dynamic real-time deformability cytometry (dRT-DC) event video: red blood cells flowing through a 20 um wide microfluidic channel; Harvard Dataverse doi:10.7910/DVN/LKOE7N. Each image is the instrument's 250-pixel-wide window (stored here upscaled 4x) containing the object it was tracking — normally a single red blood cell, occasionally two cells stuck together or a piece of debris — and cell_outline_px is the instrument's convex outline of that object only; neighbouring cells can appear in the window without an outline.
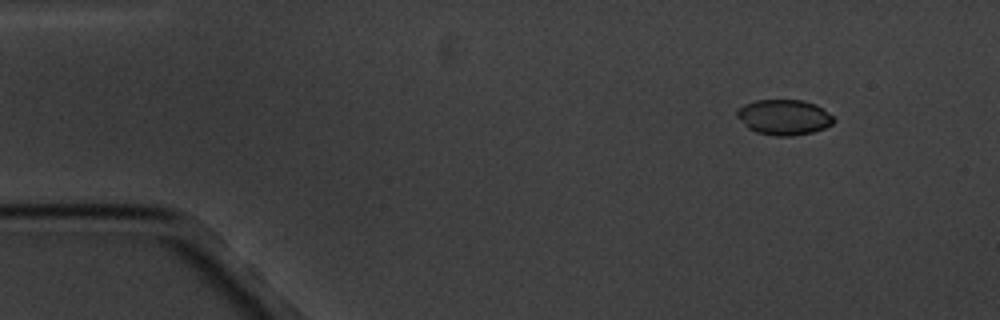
{"species": "common noctule bat (a hibernating species)", "species_latin": "Nyctalus noctula", "temperature_condition": "cold", "stored_images_in_passage": 5, "camera_frame_rate_fps": 3000, "um_per_image_px": 0.085, "animal": {"sex": "male", "body_mass_g": 20.1, "forearm_length_mm": 53.5}, "frame": {"image": 1, "passage_image": 1, "time_ms": 0.0, "image_size_px": [1000, 320], "cell_outline_px": [[836, 120], [832, 124], [824, 128], [812, 132], [792, 136], [776, 136], [756, 132], [748, 128], [736, 116], [736, 112], [744, 104], [756, 100], [804, 100], [816, 104], [832, 116]], "centroid_in_image_um": [66.64, 9.96], "position_along_channel_um": 18.4, "area_um2": 19.88}}
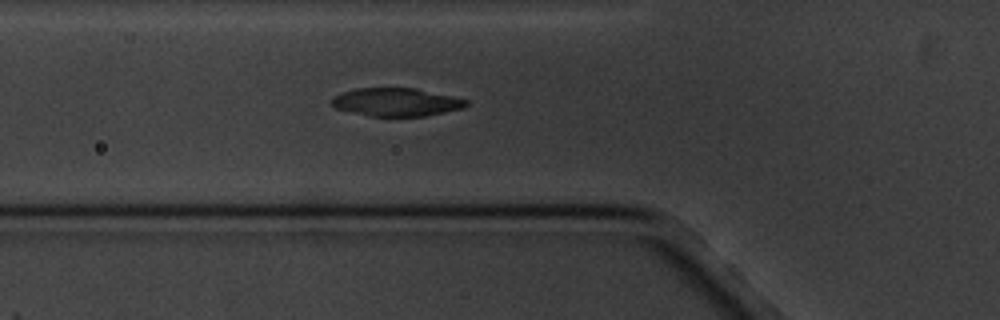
{"frame": {"image": 2, "passage_image": 5, "time_ms": 4.667, "image_size_px": [1000, 320], "cell_outline_px": [[468, 104], [464, 108], [424, 116], [368, 116], [336, 108], [332, 104], [332, 96], [356, 88], [416, 88], [452, 96], [468, 100]], "centroid_in_image_um": [33.69, 8.67], "position_along_channel_um": 92.1, "area_um2": 21.96}}